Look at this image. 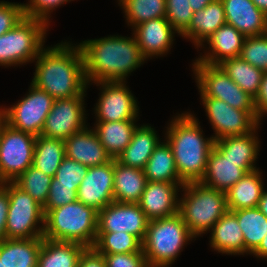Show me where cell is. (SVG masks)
I'll use <instances>...</instances> for the list:
<instances>
[{"label": "cell", "instance_id": "1", "mask_svg": "<svg viewBox=\"0 0 267 267\" xmlns=\"http://www.w3.org/2000/svg\"><path fill=\"white\" fill-rule=\"evenodd\" d=\"M37 60V61H36ZM31 84L56 99L86 96L88 89L78 44L62 41L45 47L34 60Z\"/></svg>", "mask_w": 267, "mask_h": 267}, {"label": "cell", "instance_id": "2", "mask_svg": "<svg viewBox=\"0 0 267 267\" xmlns=\"http://www.w3.org/2000/svg\"><path fill=\"white\" fill-rule=\"evenodd\" d=\"M87 86L92 83L126 81V77L147 60L142 56L134 35H110L78 44ZM92 82V83H91Z\"/></svg>", "mask_w": 267, "mask_h": 267}, {"label": "cell", "instance_id": "3", "mask_svg": "<svg viewBox=\"0 0 267 267\" xmlns=\"http://www.w3.org/2000/svg\"><path fill=\"white\" fill-rule=\"evenodd\" d=\"M176 114L165 127L164 138L172 149L180 180L184 184L200 182L215 140L212 136L205 138L194 113Z\"/></svg>", "mask_w": 267, "mask_h": 267}, {"label": "cell", "instance_id": "4", "mask_svg": "<svg viewBox=\"0 0 267 267\" xmlns=\"http://www.w3.org/2000/svg\"><path fill=\"white\" fill-rule=\"evenodd\" d=\"M43 238L93 247L97 238L98 211L78 200L44 213Z\"/></svg>", "mask_w": 267, "mask_h": 267}, {"label": "cell", "instance_id": "5", "mask_svg": "<svg viewBox=\"0 0 267 267\" xmlns=\"http://www.w3.org/2000/svg\"><path fill=\"white\" fill-rule=\"evenodd\" d=\"M181 190L178 213L195 238L208 233L228 211L225 192L201 182L186 183Z\"/></svg>", "mask_w": 267, "mask_h": 267}, {"label": "cell", "instance_id": "6", "mask_svg": "<svg viewBox=\"0 0 267 267\" xmlns=\"http://www.w3.org/2000/svg\"><path fill=\"white\" fill-rule=\"evenodd\" d=\"M190 233L179 213L149 220L142 250L149 267H171L190 241Z\"/></svg>", "mask_w": 267, "mask_h": 267}, {"label": "cell", "instance_id": "7", "mask_svg": "<svg viewBox=\"0 0 267 267\" xmlns=\"http://www.w3.org/2000/svg\"><path fill=\"white\" fill-rule=\"evenodd\" d=\"M49 26L41 20L24 17L14 28L0 36V66L33 63L45 47Z\"/></svg>", "mask_w": 267, "mask_h": 267}, {"label": "cell", "instance_id": "8", "mask_svg": "<svg viewBox=\"0 0 267 267\" xmlns=\"http://www.w3.org/2000/svg\"><path fill=\"white\" fill-rule=\"evenodd\" d=\"M9 195L6 220L7 239H30L43 237V206L14 182L0 184Z\"/></svg>", "mask_w": 267, "mask_h": 267}, {"label": "cell", "instance_id": "9", "mask_svg": "<svg viewBox=\"0 0 267 267\" xmlns=\"http://www.w3.org/2000/svg\"><path fill=\"white\" fill-rule=\"evenodd\" d=\"M192 70L200 97L217 98L235 109L256 112L254 98L243 91L219 65L194 61Z\"/></svg>", "mask_w": 267, "mask_h": 267}, {"label": "cell", "instance_id": "10", "mask_svg": "<svg viewBox=\"0 0 267 267\" xmlns=\"http://www.w3.org/2000/svg\"><path fill=\"white\" fill-rule=\"evenodd\" d=\"M36 136L8 124L0 134V184L13 182L33 164Z\"/></svg>", "mask_w": 267, "mask_h": 267}, {"label": "cell", "instance_id": "11", "mask_svg": "<svg viewBox=\"0 0 267 267\" xmlns=\"http://www.w3.org/2000/svg\"><path fill=\"white\" fill-rule=\"evenodd\" d=\"M29 88V92L16 104L7 108L0 106V110L10 127L39 136L55 99L31 83Z\"/></svg>", "mask_w": 267, "mask_h": 267}, {"label": "cell", "instance_id": "12", "mask_svg": "<svg viewBox=\"0 0 267 267\" xmlns=\"http://www.w3.org/2000/svg\"><path fill=\"white\" fill-rule=\"evenodd\" d=\"M206 116L214 130V140L227 136L245 135L259 124L257 112L235 109L223 100L212 97H200Z\"/></svg>", "mask_w": 267, "mask_h": 267}, {"label": "cell", "instance_id": "13", "mask_svg": "<svg viewBox=\"0 0 267 267\" xmlns=\"http://www.w3.org/2000/svg\"><path fill=\"white\" fill-rule=\"evenodd\" d=\"M127 81L99 82V99L94 105L96 121H126L139 118V106L136 97L126 85ZM101 94V95H100Z\"/></svg>", "mask_w": 267, "mask_h": 267}, {"label": "cell", "instance_id": "14", "mask_svg": "<svg viewBox=\"0 0 267 267\" xmlns=\"http://www.w3.org/2000/svg\"><path fill=\"white\" fill-rule=\"evenodd\" d=\"M85 96L56 99L47 115L41 136L65 141L88 123ZM87 123V124H86Z\"/></svg>", "mask_w": 267, "mask_h": 267}, {"label": "cell", "instance_id": "15", "mask_svg": "<svg viewBox=\"0 0 267 267\" xmlns=\"http://www.w3.org/2000/svg\"><path fill=\"white\" fill-rule=\"evenodd\" d=\"M148 223L138 203L113 201L98 211L97 232H127L143 242Z\"/></svg>", "mask_w": 267, "mask_h": 267}, {"label": "cell", "instance_id": "16", "mask_svg": "<svg viewBox=\"0 0 267 267\" xmlns=\"http://www.w3.org/2000/svg\"><path fill=\"white\" fill-rule=\"evenodd\" d=\"M114 159L108 163L89 167L86 176L81 181L77 200L96 211L114 201L113 193Z\"/></svg>", "mask_w": 267, "mask_h": 267}, {"label": "cell", "instance_id": "17", "mask_svg": "<svg viewBox=\"0 0 267 267\" xmlns=\"http://www.w3.org/2000/svg\"><path fill=\"white\" fill-rule=\"evenodd\" d=\"M256 162H233L225 158L214 146L211 149L206 170L200 181L205 186L227 192L246 173L257 168Z\"/></svg>", "mask_w": 267, "mask_h": 267}, {"label": "cell", "instance_id": "18", "mask_svg": "<svg viewBox=\"0 0 267 267\" xmlns=\"http://www.w3.org/2000/svg\"><path fill=\"white\" fill-rule=\"evenodd\" d=\"M131 29L139 50L146 60L166 56L174 44L177 33L166 17L148 20Z\"/></svg>", "mask_w": 267, "mask_h": 267}, {"label": "cell", "instance_id": "19", "mask_svg": "<svg viewBox=\"0 0 267 267\" xmlns=\"http://www.w3.org/2000/svg\"><path fill=\"white\" fill-rule=\"evenodd\" d=\"M183 185L148 181L138 202L149 220L166 218L179 212V193Z\"/></svg>", "mask_w": 267, "mask_h": 267}, {"label": "cell", "instance_id": "20", "mask_svg": "<svg viewBox=\"0 0 267 267\" xmlns=\"http://www.w3.org/2000/svg\"><path fill=\"white\" fill-rule=\"evenodd\" d=\"M226 24L234 26L245 37L267 33V15L251 0H221Z\"/></svg>", "mask_w": 267, "mask_h": 267}, {"label": "cell", "instance_id": "21", "mask_svg": "<svg viewBox=\"0 0 267 267\" xmlns=\"http://www.w3.org/2000/svg\"><path fill=\"white\" fill-rule=\"evenodd\" d=\"M64 143L65 156L87 167L102 165L112 159L89 125L68 137Z\"/></svg>", "mask_w": 267, "mask_h": 267}, {"label": "cell", "instance_id": "22", "mask_svg": "<svg viewBox=\"0 0 267 267\" xmlns=\"http://www.w3.org/2000/svg\"><path fill=\"white\" fill-rule=\"evenodd\" d=\"M245 38L234 26L225 24L204 42L209 45L208 51L193 61L218 65L226 59L239 57Z\"/></svg>", "mask_w": 267, "mask_h": 267}, {"label": "cell", "instance_id": "23", "mask_svg": "<svg viewBox=\"0 0 267 267\" xmlns=\"http://www.w3.org/2000/svg\"><path fill=\"white\" fill-rule=\"evenodd\" d=\"M226 24V17L221 0H213L205 8L193 13L188 28L180 35L190 40L195 49H203L204 42L217 29Z\"/></svg>", "mask_w": 267, "mask_h": 267}, {"label": "cell", "instance_id": "24", "mask_svg": "<svg viewBox=\"0 0 267 267\" xmlns=\"http://www.w3.org/2000/svg\"><path fill=\"white\" fill-rule=\"evenodd\" d=\"M209 233L211 236L209 245L217 253L234 256L245 254L243 233L232 211L228 210Z\"/></svg>", "mask_w": 267, "mask_h": 267}, {"label": "cell", "instance_id": "25", "mask_svg": "<svg viewBox=\"0 0 267 267\" xmlns=\"http://www.w3.org/2000/svg\"><path fill=\"white\" fill-rule=\"evenodd\" d=\"M159 138L153 126H150V124L140 126L138 124L133 132L130 144L116 160L122 165L143 170L155 147L162 141Z\"/></svg>", "mask_w": 267, "mask_h": 267}, {"label": "cell", "instance_id": "26", "mask_svg": "<svg viewBox=\"0 0 267 267\" xmlns=\"http://www.w3.org/2000/svg\"><path fill=\"white\" fill-rule=\"evenodd\" d=\"M113 181L114 201L120 203H138L148 182L142 169L122 165L116 159Z\"/></svg>", "mask_w": 267, "mask_h": 267}, {"label": "cell", "instance_id": "27", "mask_svg": "<svg viewBox=\"0 0 267 267\" xmlns=\"http://www.w3.org/2000/svg\"><path fill=\"white\" fill-rule=\"evenodd\" d=\"M137 121L95 122L93 130L111 158L116 159L130 144Z\"/></svg>", "mask_w": 267, "mask_h": 267}, {"label": "cell", "instance_id": "28", "mask_svg": "<svg viewBox=\"0 0 267 267\" xmlns=\"http://www.w3.org/2000/svg\"><path fill=\"white\" fill-rule=\"evenodd\" d=\"M259 169L246 173L226 192L229 211L257 207L264 188Z\"/></svg>", "mask_w": 267, "mask_h": 267}, {"label": "cell", "instance_id": "29", "mask_svg": "<svg viewBox=\"0 0 267 267\" xmlns=\"http://www.w3.org/2000/svg\"><path fill=\"white\" fill-rule=\"evenodd\" d=\"M86 248L76 242L43 238L37 267H78L80 256Z\"/></svg>", "mask_w": 267, "mask_h": 267}, {"label": "cell", "instance_id": "30", "mask_svg": "<svg viewBox=\"0 0 267 267\" xmlns=\"http://www.w3.org/2000/svg\"><path fill=\"white\" fill-rule=\"evenodd\" d=\"M259 124L245 135L227 136L214 141V147L233 162H256L260 152Z\"/></svg>", "mask_w": 267, "mask_h": 267}, {"label": "cell", "instance_id": "31", "mask_svg": "<svg viewBox=\"0 0 267 267\" xmlns=\"http://www.w3.org/2000/svg\"><path fill=\"white\" fill-rule=\"evenodd\" d=\"M43 237L5 239L0 242V260L6 267H37Z\"/></svg>", "mask_w": 267, "mask_h": 267}, {"label": "cell", "instance_id": "32", "mask_svg": "<svg viewBox=\"0 0 267 267\" xmlns=\"http://www.w3.org/2000/svg\"><path fill=\"white\" fill-rule=\"evenodd\" d=\"M143 171L147 181L184 185L177 172L172 149L165 139L155 147Z\"/></svg>", "mask_w": 267, "mask_h": 267}, {"label": "cell", "instance_id": "33", "mask_svg": "<svg viewBox=\"0 0 267 267\" xmlns=\"http://www.w3.org/2000/svg\"><path fill=\"white\" fill-rule=\"evenodd\" d=\"M218 65L243 91L255 99L264 74L262 70L249 64L240 56L226 59Z\"/></svg>", "mask_w": 267, "mask_h": 267}, {"label": "cell", "instance_id": "34", "mask_svg": "<svg viewBox=\"0 0 267 267\" xmlns=\"http://www.w3.org/2000/svg\"><path fill=\"white\" fill-rule=\"evenodd\" d=\"M243 233L245 254L250 255L267 234V217L257 207L232 211Z\"/></svg>", "mask_w": 267, "mask_h": 267}, {"label": "cell", "instance_id": "35", "mask_svg": "<svg viewBox=\"0 0 267 267\" xmlns=\"http://www.w3.org/2000/svg\"><path fill=\"white\" fill-rule=\"evenodd\" d=\"M64 157L63 140L36 136L32 166L45 175L54 177Z\"/></svg>", "mask_w": 267, "mask_h": 267}, {"label": "cell", "instance_id": "36", "mask_svg": "<svg viewBox=\"0 0 267 267\" xmlns=\"http://www.w3.org/2000/svg\"><path fill=\"white\" fill-rule=\"evenodd\" d=\"M126 24L135 27L155 18L166 17V0H118Z\"/></svg>", "mask_w": 267, "mask_h": 267}, {"label": "cell", "instance_id": "37", "mask_svg": "<svg viewBox=\"0 0 267 267\" xmlns=\"http://www.w3.org/2000/svg\"><path fill=\"white\" fill-rule=\"evenodd\" d=\"M93 248L100 254L134 253L142 249V242L127 232H97Z\"/></svg>", "mask_w": 267, "mask_h": 267}, {"label": "cell", "instance_id": "38", "mask_svg": "<svg viewBox=\"0 0 267 267\" xmlns=\"http://www.w3.org/2000/svg\"><path fill=\"white\" fill-rule=\"evenodd\" d=\"M53 177L45 175L41 170L30 166L13 182L27 192L42 206L45 205Z\"/></svg>", "mask_w": 267, "mask_h": 267}, {"label": "cell", "instance_id": "39", "mask_svg": "<svg viewBox=\"0 0 267 267\" xmlns=\"http://www.w3.org/2000/svg\"><path fill=\"white\" fill-rule=\"evenodd\" d=\"M240 57L263 72H267V33L246 37Z\"/></svg>", "mask_w": 267, "mask_h": 267}, {"label": "cell", "instance_id": "40", "mask_svg": "<svg viewBox=\"0 0 267 267\" xmlns=\"http://www.w3.org/2000/svg\"><path fill=\"white\" fill-rule=\"evenodd\" d=\"M88 169L89 167L65 156L50 185L75 186L78 189Z\"/></svg>", "mask_w": 267, "mask_h": 267}, {"label": "cell", "instance_id": "41", "mask_svg": "<svg viewBox=\"0 0 267 267\" xmlns=\"http://www.w3.org/2000/svg\"><path fill=\"white\" fill-rule=\"evenodd\" d=\"M193 13L189 0H166V19L178 35L188 28Z\"/></svg>", "mask_w": 267, "mask_h": 267}, {"label": "cell", "instance_id": "42", "mask_svg": "<svg viewBox=\"0 0 267 267\" xmlns=\"http://www.w3.org/2000/svg\"><path fill=\"white\" fill-rule=\"evenodd\" d=\"M70 1L74 0H28L29 3H23L24 15L27 18L41 20L49 26L53 10Z\"/></svg>", "mask_w": 267, "mask_h": 267}, {"label": "cell", "instance_id": "43", "mask_svg": "<svg viewBox=\"0 0 267 267\" xmlns=\"http://www.w3.org/2000/svg\"><path fill=\"white\" fill-rule=\"evenodd\" d=\"M77 191L75 186L50 185L43 212L77 201Z\"/></svg>", "mask_w": 267, "mask_h": 267}, {"label": "cell", "instance_id": "44", "mask_svg": "<svg viewBox=\"0 0 267 267\" xmlns=\"http://www.w3.org/2000/svg\"><path fill=\"white\" fill-rule=\"evenodd\" d=\"M24 17L23 3L0 1V36L14 28Z\"/></svg>", "mask_w": 267, "mask_h": 267}, {"label": "cell", "instance_id": "45", "mask_svg": "<svg viewBox=\"0 0 267 267\" xmlns=\"http://www.w3.org/2000/svg\"><path fill=\"white\" fill-rule=\"evenodd\" d=\"M106 267H149L141 249L134 253L102 254Z\"/></svg>", "mask_w": 267, "mask_h": 267}, {"label": "cell", "instance_id": "46", "mask_svg": "<svg viewBox=\"0 0 267 267\" xmlns=\"http://www.w3.org/2000/svg\"><path fill=\"white\" fill-rule=\"evenodd\" d=\"M78 267H106V262L102 254L87 247L80 256Z\"/></svg>", "mask_w": 267, "mask_h": 267}, {"label": "cell", "instance_id": "47", "mask_svg": "<svg viewBox=\"0 0 267 267\" xmlns=\"http://www.w3.org/2000/svg\"><path fill=\"white\" fill-rule=\"evenodd\" d=\"M254 104L258 118L261 121L267 114V72H264L263 74L260 90L254 99Z\"/></svg>", "mask_w": 267, "mask_h": 267}, {"label": "cell", "instance_id": "48", "mask_svg": "<svg viewBox=\"0 0 267 267\" xmlns=\"http://www.w3.org/2000/svg\"><path fill=\"white\" fill-rule=\"evenodd\" d=\"M9 208L8 192L0 185V242L7 239L6 220Z\"/></svg>", "mask_w": 267, "mask_h": 267}, {"label": "cell", "instance_id": "49", "mask_svg": "<svg viewBox=\"0 0 267 267\" xmlns=\"http://www.w3.org/2000/svg\"><path fill=\"white\" fill-rule=\"evenodd\" d=\"M259 259H267V234L264 236L260 245L250 254Z\"/></svg>", "mask_w": 267, "mask_h": 267}, {"label": "cell", "instance_id": "50", "mask_svg": "<svg viewBox=\"0 0 267 267\" xmlns=\"http://www.w3.org/2000/svg\"><path fill=\"white\" fill-rule=\"evenodd\" d=\"M212 1L213 0H189L193 12L202 10Z\"/></svg>", "mask_w": 267, "mask_h": 267}, {"label": "cell", "instance_id": "51", "mask_svg": "<svg viewBox=\"0 0 267 267\" xmlns=\"http://www.w3.org/2000/svg\"><path fill=\"white\" fill-rule=\"evenodd\" d=\"M257 208L267 217V191L265 189L262 192Z\"/></svg>", "mask_w": 267, "mask_h": 267}, {"label": "cell", "instance_id": "52", "mask_svg": "<svg viewBox=\"0 0 267 267\" xmlns=\"http://www.w3.org/2000/svg\"><path fill=\"white\" fill-rule=\"evenodd\" d=\"M255 6L267 15V0H251Z\"/></svg>", "mask_w": 267, "mask_h": 267}, {"label": "cell", "instance_id": "53", "mask_svg": "<svg viewBox=\"0 0 267 267\" xmlns=\"http://www.w3.org/2000/svg\"><path fill=\"white\" fill-rule=\"evenodd\" d=\"M6 124V121H5V117L2 113V111L0 110V134H1V131L3 129V126Z\"/></svg>", "mask_w": 267, "mask_h": 267}, {"label": "cell", "instance_id": "54", "mask_svg": "<svg viewBox=\"0 0 267 267\" xmlns=\"http://www.w3.org/2000/svg\"><path fill=\"white\" fill-rule=\"evenodd\" d=\"M0 267H6V265H5L3 260H0Z\"/></svg>", "mask_w": 267, "mask_h": 267}]
</instances>
